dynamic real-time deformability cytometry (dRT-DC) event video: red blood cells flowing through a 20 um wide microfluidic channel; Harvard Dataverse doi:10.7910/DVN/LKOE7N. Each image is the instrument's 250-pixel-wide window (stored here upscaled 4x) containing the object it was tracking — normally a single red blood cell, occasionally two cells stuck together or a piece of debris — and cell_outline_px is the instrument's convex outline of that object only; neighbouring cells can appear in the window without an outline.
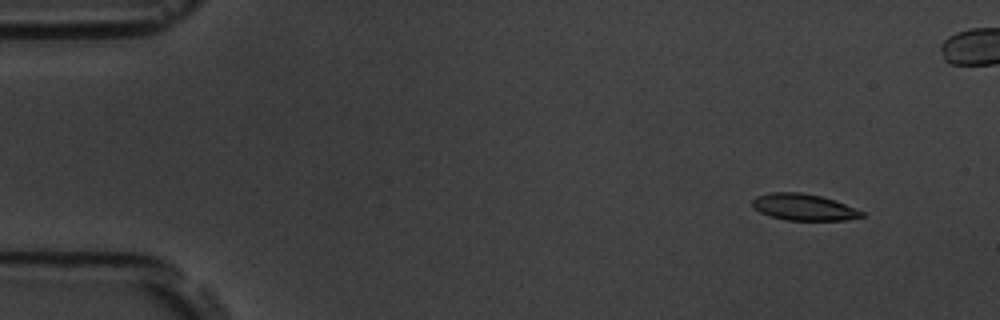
{"species": "common noctule bat (a hibernating species)", "species_latin": "Nyctalus noctula", "temperature_condition": "room temperature", "stored_images_in_passage": 51, "camera_frame_rate_fps": 3000, "um_per_image_px": 0.085, "animal": {"sex": "male", "body_mass_g": 19.5, "forearm_length_mm": 54.6}, "frame": {"image": 1, "passage_image": 1, "time_ms": 0.0, "image_size_px": [1000, 320], "cell_outline_px": [[864, 216], [844, 220], [784, 220], [768, 216], [760, 212], [752, 204], [752, 200], [756, 196], [772, 192], [800, 192], [820, 196], [844, 204], [864, 212]], "centroid_in_image_um": [68.27, 17.61], "position_along_channel_um": 16.7, "area_um2": 16.7}}
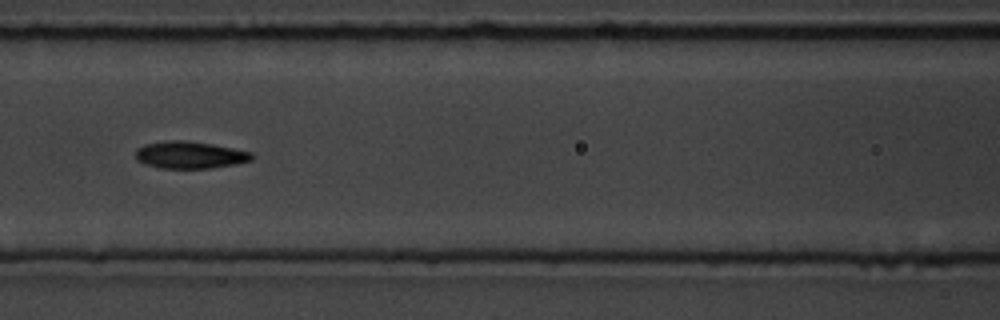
{"frame": {"image": 2, "passage_image": 20, "time_ms": 6.333, "image_size_px": [1000, 320], "cell_outline_px": [[252, 160], [236, 164], [212, 168], [160, 168], [144, 164], [136, 160], [136, 148], [144, 144], [168, 140], [184, 140], [212, 144], [252, 152]], "centroid_in_image_um": [16.11, 13.17], "position_along_channel_um": 150.5, "area_um2": 18.44}}
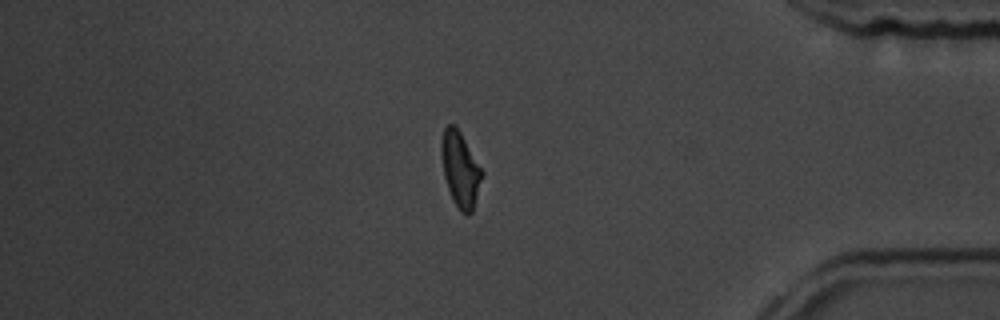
{"frame": {"image": 3, "passage_image": 42, "time_ms": 13.667, "image_size_px": [1000, 320], "cell_outline_px": [[484, 172], [472, 212], [468, 216], [460, 212], [452, 200], [444, 176], [440, 156], [440, 144], [444, 128], [448, 124], [456, 124]], "centroid_in_image_um": [39.11, 14.38], "position_along_channel_um": 396.1, "area_um2": 18.09}, "authors_computed_cell_mechanics": {"area_um2": 17.7446, "velocity_mm_per_s": 3.7825, "shape_relaxation_time_tau1_ms": 3.5198, "shape_relaxation_time_tau2_ms": 3.5137, "deformation_change_tau1": 0.1315, "deformation_change_tau2": 0.1074}}